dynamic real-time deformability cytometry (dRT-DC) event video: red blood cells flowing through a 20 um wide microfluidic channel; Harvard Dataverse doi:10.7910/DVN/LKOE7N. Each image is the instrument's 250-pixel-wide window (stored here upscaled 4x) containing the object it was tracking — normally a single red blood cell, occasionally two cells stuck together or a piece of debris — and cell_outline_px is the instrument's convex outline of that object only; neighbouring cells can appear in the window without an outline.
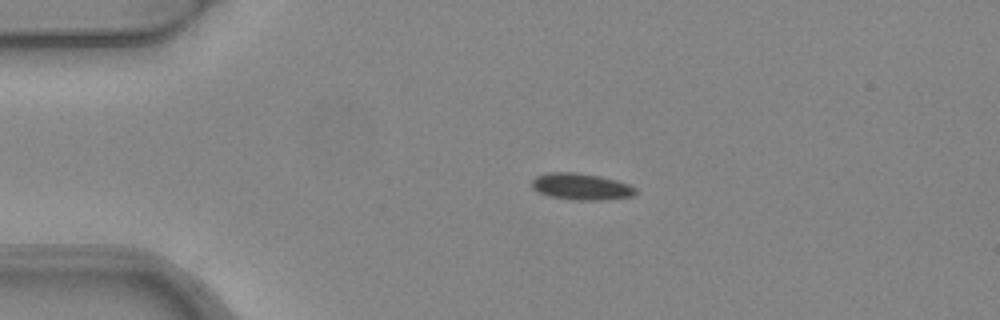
{"species": "common noctule bat (a hibernating species)", "species_latin": "Nyctalus noctula", "temperature_condition": "warm", "stored_images_in_passage": 3, "segment_of_instrument_passage": [1, 2], "camera_frame_rate_fps": 3000, "um_per_image_px": 0.085, "animal": {"sex": "female", "body_mass_g": 24.6, "forearm_length_mm": 56.2}, "frame": {"image": 1, "passage_image": 1, "time_ms": 0.0, "image_size_px": [1000, 320], "cell_outline_px": [[636, 192], [632, 196], [604, 200], [580, 200], [548, 196], [536, 192], [532, 188], [532, 180], [536, 176], [548, 172], [576, 172], [600, 176], [616, 180], [628, 184], [636, 188]], "centroid_in_image_um": [49.37, 15.85], "position_along_channel_um": 35.6, "area_um2": 16.13}}